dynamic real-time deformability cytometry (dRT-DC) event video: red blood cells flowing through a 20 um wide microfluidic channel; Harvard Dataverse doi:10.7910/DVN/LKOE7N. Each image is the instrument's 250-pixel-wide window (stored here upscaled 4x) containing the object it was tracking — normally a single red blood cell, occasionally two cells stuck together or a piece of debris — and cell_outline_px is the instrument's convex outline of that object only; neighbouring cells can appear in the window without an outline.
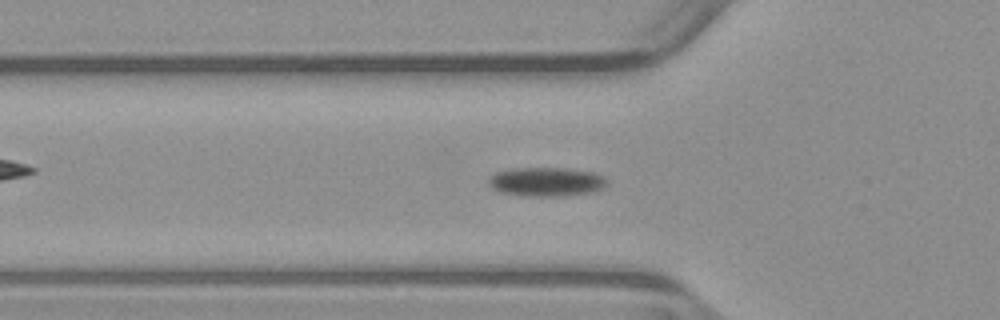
{"species": "common noctule bat (a hibernating species)", "species_latin": "Nyctalus noctula", "temperature_condition": "warm", "stored_images_in_passage": 56, "camera_frame_rate_fps": 3000, "um_per_image_px": 0.085, "animal": {"sex": "male", "body_mass_g": 23.1, "forearm_length_mm": 52.7}, "frame": {"image": 1, "passage_image": 18, "time_ms": 5.667, "image_size_px": [1000, 320], "cell_outline_px": [[608, 180], [604, 188], [596, 192], [564, 196], [520, 196], [500, 192], [492, 188], [488, 184], [488, 180], [496, 172], [512, 168], [564, 168], [592, 172], [604, 176]], "centroid_in_image_um": [46.46, 15.46], "position_along_channel_um": 79.3, "area_um2": 20.29}}
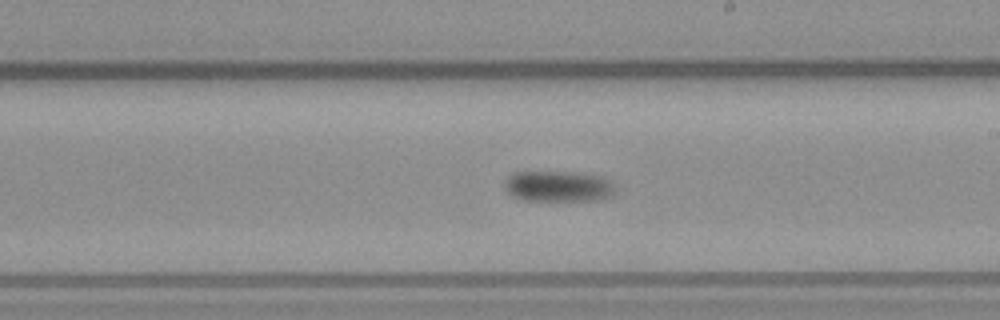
{"frame": {"image": 2, "passage_image": 31, "time_ms": 10.0, "image_size_px": [1000, 320], "cell_outline_px": [[612, 196], [600, 200], [524, 200], [512, 196], [504, 188], [504, 180], [508, 176], [516, 172], [572, 172], [604, 176], [612, 180]], "centroid_in_image_um": [47.44, 15.83], "position_along_channel_um": 241.6, "area_um2": 19.94}}
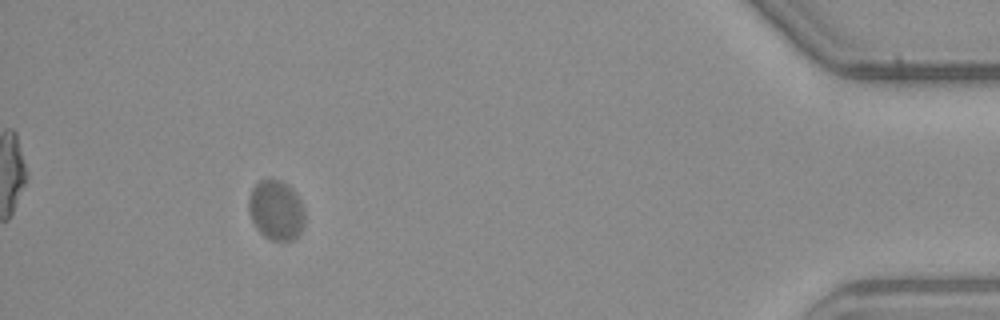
{"frame": {"image": 3, "passage_image": 50, "time_ms": 16.333, "image_size_px": [1000, 320], "cell_outline_px": [[304, 224], [300, 232], [292, 240], [272, 240], [264, 236], [256, 228], [248, 212], [248, 196], [252, 188], [260, 180], [280, 180], [288, 184], [292, 188], [300, 200], [304, 212]], "centroid_in_image_um": [23.45, 17.86], "position_along_channel_um": 411.8, "area_um2": 19.54}}